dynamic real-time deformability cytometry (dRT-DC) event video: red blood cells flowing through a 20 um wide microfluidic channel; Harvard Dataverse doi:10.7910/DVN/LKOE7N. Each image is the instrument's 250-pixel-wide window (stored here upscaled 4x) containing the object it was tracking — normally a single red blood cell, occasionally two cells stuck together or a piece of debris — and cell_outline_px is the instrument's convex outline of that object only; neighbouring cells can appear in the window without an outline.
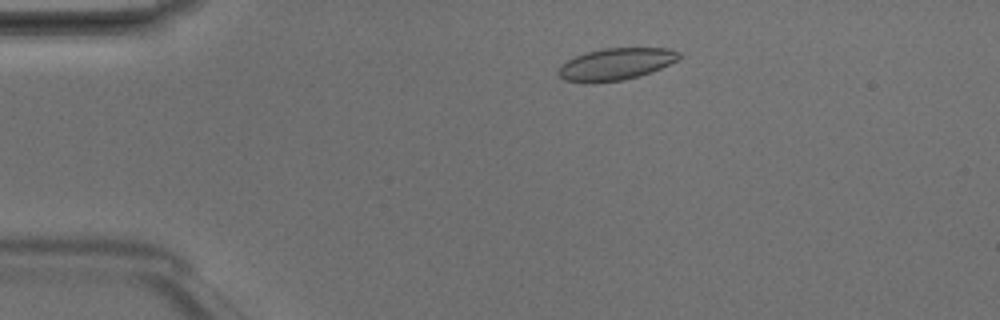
{"species": "Egyptian fruit bat (a non-hibernating species)", "species_latin": "Rousettus aegyptiacus", "temperature_condition": "room temperature", "stored_images_in_passage": 5, "camera_frame_rate_fps": 3000, "um_per_image_px": 0.085, "animal": {"sex": "male"}, "frame": {"image": 1, "passage_image": 3, "time_ms": 0.667, "image_size_px": [1000, 320], "cell_outline_px": [[680, 56], [676, 60], [660, 68], [640, 76], [624, 80], [564, 80], [556, 72], [560, 64], [584, 52], [604, 48], [668, 48], [680, 52]], "centroid_in_image_um": [52.36, 5.4], "position_along_channel_um": 32.6, "area_um2": 21.79}}
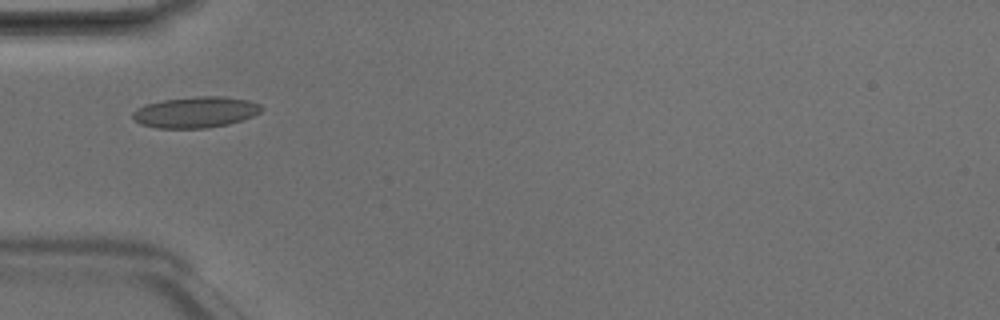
{"frame": {"image": 2, "passage_image": 5, "time_ms": 1.333, "image_size_px": [1000, 320], "cell_outline_px": [[264, 108], [260, 112], [252, 116], [228, 124], [204, 128], [156, 128], [140, 124], [132, 120], [132, 112], [136, 108], [144, 104], [164, 100], [196, 96], [220, 96], [248, 100], [260, 104]], "centroid_in_image_um": [16.57, 9.53], "position_along_channel_um": 68.4, "area_um2": 23.35}}